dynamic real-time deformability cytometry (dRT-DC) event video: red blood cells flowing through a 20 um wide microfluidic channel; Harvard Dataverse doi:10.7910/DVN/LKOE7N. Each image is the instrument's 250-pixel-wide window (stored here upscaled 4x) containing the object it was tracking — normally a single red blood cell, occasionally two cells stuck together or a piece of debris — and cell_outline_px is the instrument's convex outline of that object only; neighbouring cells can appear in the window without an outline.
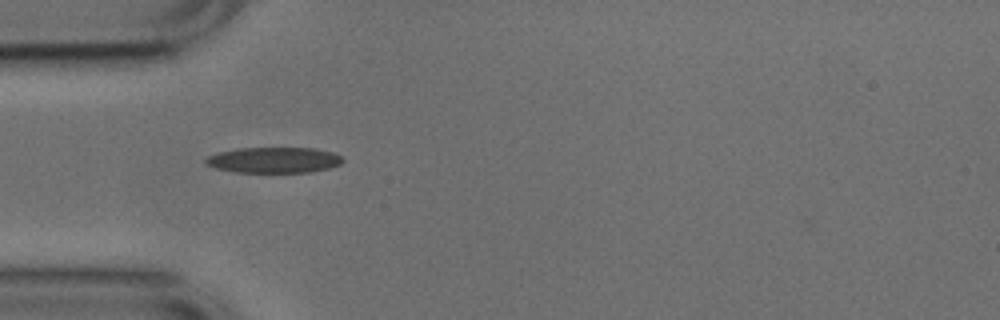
{"species": "common noctule bat (a hibernating species)", "species_latin": "Nyctalus noctula", "temperature_condition": "cold", "stored_images_in_passage": 20, "camera_frame_rate_fps": 3000, "um_per_image_px": 0.085, "animal": {"sex": "male", "body_mass_g": 17.9, "forearm_length_mm": 54.2}, "frame": {"image": 1, "passage_image": 1, "time_ms": 0.0, "image_size_px": [1000, 320], "cell_outline_px": [[344, 160], [340, 164], [328, 168], [308, 172], [236, 172], [216, 168], [208, 164], [204, 160], [208, 156], [220, 152], [236, 148], [312, 148], [332, 152], [340, 156]], "centroid_in_image_um": [23.28, 13.6], "position_along_channel_um": 61.7, "area_um2": 20.29}}
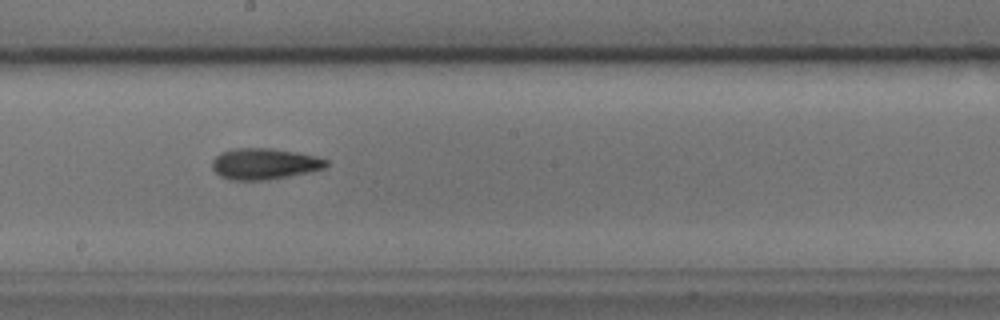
{"frame": {"image": 2, "passage_image": 14, "time_ms": 4.333, "image_size_px": [1000, 320], "cell_outline_px": [[328, 164], [324, 168], [308, 172], [268, 180], [232, 180], [220, 176], [212, 168], [212, 160], [220, 152], [236, 148], [268, 148], [296, 152], [316, 156], [328, 160]], "centroid_in_image_um": [22.45, 13.92], "position_along_channel_um": 225.7, "area_um2": 20.63}}